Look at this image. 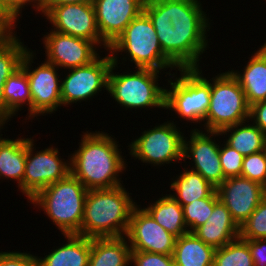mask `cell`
<instances>
[{
  "mask_svg": "<svg viewBox=\"0 0 266 266\" xmlns=\"http://www.w3.org/2000/svg\"><path fill=\"white\" fill-rule=\"evenodd\" d=\"M6 2L7 5L20 17L22 16V8H25L26 5H30V0H6Z\"/></svg>",
  "mask_w": 266,
  "mask_h": 266,
  "instance_id": "cell-41",
  "label": "cell"
},
{
  "mask_svg": "<svg viewBox=\"0 0 266 266\" xmlns=\"http://www.w3.org/2000/svg\"><path fill=\"white\" fill-rule=\"evenodd\" d=\"M37 256L27 252H0V266H37Z\"/></svg>",
  "mask_w": 266,
  "mask_h": 266,
  "instance_id": "cell-36",
  "label": "cell"
},
{
  "mask_svg": "<svg viewBox=\"0 0 266 266\" xmlns=\"http://www.w3.org/2000/svg\"><path fill=\"white\" fill-rule=\"evenodd\" d=\"M112 137L104 131H86L79 148L68 156L70 174L87 190L111 189L123 184L119 176L126 170L127 161Z\"/></svg>",
  "mask_w": 266,
  "mask_h": 266,
  "instance_id": "cell-2",
  "label": "cell"
},
{
  "mask_svg": "<svg viewBox=\"0 0 266 266\" xmlns=\"http://www.w3.org/2000/svg\"><path fill=\"white\" fill-rule=\"evenodd\" d=\"M123 186L88 190L81 236L91 239L126 236L131 213L137 202Z\"/></svg>",
  "mask_w": 266,
  "mask_h": 266,
  "instance_id": "cell-3",
  "label": "cell"
},
{
  "mask_svg": "<svg viewBox=\"0 0 266 266\" xmlns=\"http://www.w3.org/2000/svg\"><path fill=\"white\" fill-rule=\"evenodd\" d=\"M251 55L242 73L230 70L242 87L249 106L266 100V42Z\"/></svg>",
  "mask_w": 266,
  "mask_h": 266,
  "instance_id": "cell-20",
  "label": "cell"
},
{
  "mask_svg": "<svg viewBox=\"0 0 266 266\" xmlns=\"http://www.w3.org/2000/svg\"><path fill=\"white\" fill-rule=\"evenodd\" d=\"M215 249L193 232L176 239L173 258L175 266H213Z\"/></svg>",
  "mask_w": 266,
  "mask_h": 266,
  "instance_id": "cell-24",
  "label": "cell"
},
{
  "mask_svg": "<svg viewBox=\"0 0 266 266\" xmlns=\"http://www.w3.org/2000/svg\"><path fill=\"white\" fill-rule=\"evenodd\" d=\"M200 0H146L148 15L163 54L178 68L200 67V57L208 48L210 19ZM209 29V30H208Z\"/></svg>",
  "mask_w": 266,
  "mask_h": 266,
  "instance_id": "cell-1",
  "label": "cell"
},
{
  "mask_svg": "<svg viewBox=\"0 0 266 266\" xmlns=\"http://www.w3.org/2000/svg\"><path fill=\"white\" fill-rule=\"evenodd\" d=\"M193 233L205 244L218 249L239 237V226L232 219L227 207L219 200L208 220Z\"/></svg>",
  "mask_w": 266,
  "mask_h": 266,
  "instance_id": "cell-19",
  "label": "cell"
},
{
  "mask_svg": "<svg viewBox=\"0 0 266 266\" xmlns=\"http://www.w3.org/2000/svg\"><path fill=\"white\" fill-rule=\"evenodd\" d=\"M88 190L74 176L69 174L40 190L28 202L38 206L47 214L62 235H81L83 210Z\"/></svg>",
  "mask_w": 266,
  "mask_h": 266,
  "instance_id": "cell-4",
  "label": "cell"
},
{
  "mask_svg": "<svg viewBox=\"0 0 266 266\" xmlns=\"http://www.w3.org/2000/svg\"><path fill=\"white\" fill-rule=\"evenodd\" d=\"M213 266H254L247 241L238 237L215 249Z\"/></svg>",
  "mask_w": 266,
  "mask_h": 266,
  "instance_id": "cell-30",
  "label": "cell"
},
{
  "mask_svg": "<svg viewBox=\"0 0 266 266\" xmlns=\"http://www.w3.org/2000/svg\"><path fill=\"white\" fill-rule=\"evenodd\" d=\"M166 231L177 238L188 233L183 207L170 195L158 198L144 208Z\"/></svg>",
  "mask_w": 266,
  "mask_h": 266,
  "instance_id": "cell-27",
  "label": "cell"
},
{
  "mask_svg": "<svg viewBox=\"0 0 266 266\" xmlns=\"http://www.w3.org/2000/svg\"><path fill=\"white\" fill-rule=\"evenodd\" d=\"M41 15L52 24L50 30L93 41L105 48L109 45L101 38L96 24L93 4L67 3L55 6H42Z\"/></svg>",
  "mask_w": 266,
  "mask_h": 266,
  "instance_id": "cell-13",
  "label": "cell"
},
{
  "mask_svg": "<svg viewBox=\"0 0 266 266\" xmlns=\"http://www.w3.org/2000/svg\"><path fill=\"white\" fill-rule=\"evenodd\" d=\"M15 32L0 41V78L6 80L21 67L22 58L29 49Z\"/></svg>",
  "mask_w": 266,
  "mask_h": 266,
  "instance_id": "cell-29",
  "label": "cell"
},
{
  "mask_svg": "<svg viewBox=\"0 0 266 266\" xmlns=\"http://www.w3.org/2000/svg\"><path fill=\"white\" fill-rule=\"evenodd\" d=\"M5 80L0 78V124H7L13 115L6 109V105L3 98V85Z\"/></svg>",
  "mask_w": 266,
  "mask_h": 266,
  "instance_id": "cell-40",
  "label": "cell"
},
{
  "mask_svg": "<svg viewBox=\"0 0 266 266\" xmlns=\"http://www.w3.org/2000/svg\"><path fill=\"white\" fill-rule=\"evenodd\" d=\"M223 143L220 145L219 156L224 177L241 176L244 156L229 146L225 141Z\"/></svg>",
  "mask_w": 266,
  "mask_h": 266,
  "instance_id": "cell-34",
  "label": "cell"
},
{
  "mask_svg": "<svg viewBox=\"0 0 266 266\" xmlns=\"http://www.w3.org/2000/svg\"><path fill=\"white\" fill-rule=\"evenodd\" d=\"M34 139L26 138V162L23 195L32 199L40 190L66 178L70 174V161L62 159L58 148L50 145L35 151ZM36 152V153H35Z\"/></svg>",
  "mask_w": 266,
  "mask_h": 266,
  "instance_id": "cell-10",
  "label": "cell"
},
{
  "mask_svg": "<svg viewBox=\"0 0 266 266\" xmlns=\"http://www.w3.org/2000/svg\"><path fill=\"white\" fill-rule=\"evenodd\" d=\"M5 127V124H0V133H1V129H3L4 127ZM3 134H0V139L2 138L1 136H2Z\"/></svg>",
  "mask_w": 266,
  "mask_h": 266,
  "instance_id": "cell-45",
  "label": "cell"
},
{
  "mask_svg": "<svg viewBox=\"0 0 266 266\" xmlns=\"http://www.w3.org/2000/svg\"><path fill=\"white\" fill-rule=\"evenodd\" d=\"M113 63H118L119 52L126 53L135 68H150L158 71L178 69L164 54L155 28L148 15L142 11L109 46ZM118 53V54H117ZM118 55V57H117ZM167 68V69H166Z\"/></svg>",
  "mask_w": 266,
  "mask_h": 266,
  "instance_id": "cell-5",
  "label": "cell"
},
{
  "mask_svg": "<svg viewBox=\"0 0 266 266\" xmlns=\"http://www.w3.org/2000/svg\"><path fill=\"white\" fill-rule=\"evenodd\" d=\"M218 201L215 190L208 198L197 199L183 206L184 221L189 232H193L208 220Z\"/></svg>",
  "mask_w": 266,
  "mask_h": 266,
  "instance_id": "cell-31",
  "label": "cell"
},
{
  "mask_svg": "<svg viewBox=\"0 0 266 266\" xmlns=\"http://www.w3.org/2000/svg\"><path fill=\"white\" fill-rule=\"evenodd\" d=\"M36 53L28 49L22 58L21 67L26 71L31 94V120L38 116L52 114L62 106L61 78L59 68L47 62L33 69ZM32 66V67H31Z\"/></svg>",
  "mask_w": 266,
  "mask_h": 266,
  "instance_id": "cell-11",
  "label": "cell"
},
{
  "mask_svg": "<svg viewBox=\"0 0 266 266\" xmlns=\"http://www.w3.org/2000/svg\"><path fill=\"white\" fill-rule=\"evenodd\" d=\"M178 71L179 77L174 72L171 74L170 69L169 73L165 72L166 77L167 74L172 76L166 79L170 88H165V110L174 111L178 118L187 122L199 124L205 120L210 105V79L203 76L201 66Z\"/></svg>",
  "mask_w": 266,
  "mask_h": 266,
  "instance_id": "cell-6",
  "label": "cell"
},
{
  "mask_svg": "<svg viewBox=\"0 0 266 266\" xmlns=\"http://www.w3.org/2000/svg\"><path fill=\"white\" fill-rule=\"evenodd\" d=\"M239 237L251 240L266 238V197L249 218L240 225Z\"/></svg>",
  "mask_w": 266,
  "mask_h": 266,
  "instance_id": "cell-32",
  "label": "cell"
},
{
  "mask_svg": "<svg viewBox=\"0 0 266 266\" xmlns=\"http://www.w3.org/2000/svg\"><path fill=\"white\" fill-rule=\"evenodd\" d=\"M241 176L258 182L265 188L266 181V149L244 156Z\"/></svg>",
  "mask_w": 266,
  "mask_h": 266,
  "instance_id": "cell-33",
  "label": "cell"
},
{
  "mask_svg": "<svg viewBox=\"0 0 266 266\" xmlns=\"http://www.w3.org/2000/svg\"><path fill=\"white\" fill-rule=\"evenodd\" d=\"M19 16L7 5L6 0H0V24L9 32L13 33L17 27Z\"/></svg>",
  "mask_w": 266,
  "mask_h": 266,
  "instance_id": "cell-38",
  "label": "cell"
},
{
  "mask_svg": "<svg viewBox=\"0 0 266 266\" xmlns=\"http://www.w3.org/2000/svg\"><path fill=\"white\" fill-rule=\"evenodd\" d=\"M67 243L54 248L44 258H37V266H88L91 238L78 234L63 235Z\"/></svg>",
  "mask_w": 266,
  "mask_h": 266,
  "instance_id": "cell-21",
  "label": "cell"
},
{
  "mask_svg": "<svg viewBox=\"0 0 266 266\" xmlns=\"http://www.w3.org/2000/svg\"><path fill=\"white\" fill-rule=\"evenodd\" d=\"M146 0H94L101 38L110 46L144 8Z\"/></svg>",
  "mask_w": 266,
  "mask_h": 266,
  "instance_id": "cell-18",
  "label": "cell"
},
{
  "mask_svg": "<svg viewBox=\"0 0 266 266\" xmlns=\"http://www.w3.org/2000/svg\"><path fill=\"white\" fill-rule=\"evenodd\" d=\"M188 168L184 167L182 174L177 175L170 184V191H175L170 195L182 207L194 200L208 198L216 190L201 174Z\"/></svg>",
  "mask_w": 266,
  "mask_h": 266,
  "instance_id": "cell-25",
  "label": "cell"
},
{
  "mask_svg": "<svg viewBox=\"0 0 266 266\" xmlns=\"http://www.w3.org/2000/svg\"><path fill=\"white\" fill-rule=\"evenodd\" d=\"M45 2V0H30V5L34 7L36 12L41 13L42 4Z\"/></svg>",
  "mask_w": 266,
  "mask_h": 266,
  "instance_id": "cell-43",
  "label": "cell"
},
{
  "mask_svg": "<svg viewBox=\"0 0 266 266\" xmlns=\"http://www.w3.org/2000/svg\"><path fill=\"white\" fill-rule=\"evenodd\" d=\"M199 129H192L190 138H183V161L185 163L187 158L188 160L192 159L191 162L194 163H191V170L201 174L217 188L226 179L220 162V144L215 140V137L221 136V134ZM187 138H189L188 141Z\"/></svg>",
  "mask_w": 266,
  "mask_h": 266,
  "instance_id": "cell-14",
  "label": "cell"
},
{
  "mask_svg": "<svg viewBox=\"0 0 266 266\" xmlns=\"http://www.w3.org/2000/svg\"><path fill=\"white\" fill-rule=\"evenodd\" d=\"M132 251L173 255L177 237L166 231L140 205L131 213L126 234Z\"/></svg>",
  "mask_w": 266,
  "mask_h": 266,
  "instance_id": "cell-16",
  "label": "cell"
},
{
  "mask_svg": "<svg viewBox=\"0 0 266 266\" xmlns=\"http://www.w3.org/2000/svg\"><path fill=\"white\" fill-rule=\"evenodd\" d=\"M131 252L126 236L92 238L88 266H129Z\"/></svg>",
  "mask_w": 266,
  "mask_h": 266,
  "instance_id": "cell-22",
  "label": "cell"
},
{
  "mask_svg": "<svg viewBox=\"0 0 266 266\" xmlns=\"http://www.w3.org/2000/svg\"><path fill=\"white\" fill-rule=\"evenodd\" d=\"M3 98L6 109L15 117L18 111L27 105L28 118L31 119V94L26 71L20 67L9 76L3 85Z\"/></svg>",
  "mask_w": 266,
  "mask_h": 266,
  "instance_id": "cell-28",
  "label": "cell"
},
{
  "mask_svg": "<svg viewBox=\"0 0 266 266\" xmlns=\"http://www.w3.org/2000/svg\"><path fill=\"white\" fill-rule=\"evenodd\" d=\"M47 34V35H46ZM43 36L45 60L59 69H71L90 64L98 56L93 41L50 30Z\"/></svg>",
  "mask_w": 266,
  "mask_h": 266,
  "instance_id": "cell-15",
  "label": "cell"
},
{
  "mask_svg": "<svg viewBox=\"0 0 266 266\" xmlns=\"http://www.w3.org/2000/svg\"><path fill=\"white\" fill-rule=\"evenodd\" d=\"M211 79L210 105L202 124L204 130L220 132L226 127L249 120L250 106L242 87L231 72L219 73Z\"/></svg>",
  "mask_w": 266,
  "mask_h": 266,
  "instance_id": "cell-8",
  "label": "cell"
},
{
  "mask_svg": "<svg viewBox=\"0 0 266 266\" xmlns=\"http://www.w3.org/2000/svg\"><path fill=\"white\" fill-rule=\"evenodd\" d=\"M175 123L169 120L141 132L128 145L131 157L157 167L183 160L184 134Z\"/></svg>",
  "mask_w": 266,
  "mask_h": 266,
  "instance_id": "cell-9",
  "label": "cell"
},
{
  "mask_svg": "<svg viewBox=\"0 0 266 266\" xmlns=\"http://www.w3.org/2000/svg\"><path fill=\"white\" fill-rule=\"evenodd\" d=\"M107 54L105 57L99 55L88 65L68 69L67 76L61 80L63 106L90 100L103 88L107 91L108 74L113 63L108 50Z\"/></svg>",
  "mask_w": 266,
  "mask_h": 266,
  "instance_id": "cell-12",
  "label": "cell"
},
{
  "mask_svg": "<svg viewBox=\"0 0 266 266\" xmlns=\"http://www.w3.org/2000/svg\"><path fill=\"white\" fill-rule=\"evenodd\" d=\"M116 67L118 64L112 63L108 74L107 91L120 107L131 111L149 107L165 109L166 87L159 86L160 71L150 68H135L134 72L127 71L120 74L113 71Z\"/></svg>",
  "mask_w": 266,
  "mask_h": 266,
  "instance_id": "cell-7",
  "label": "cell"
},
{
  "mask_svg": "<svg viewBox=\"0 0 266 266\" xmlns=\"http://www.w3.org/2000/svg\"><path fill=\"white\" fill-rule=\"evenodd\" d=\"M247 241L254 266H266V238Z\"/></svg>",
  "mask_w": 266,
  "mask_h": 266,
  "instance_id": "cell-37",
  "label": "cell"
},
{
  "mask_svg": "<svg viewBox=\"0 0 266 266\" xmlns=\"http://www.w3.org/2000/svg\"><path fill=\"white\" fill-rule=\"evenodd\" d=\"M26 162V138L0 139V179L16 181L23 194V178Z\"/></svg>",
  "mask_w": 266,
  "mask_h": 266,
  "instance_id": "cell-23",
  "label": "cell"
},
{
  "mask_svg": "<svg viewBox=\"0 0 266 266\" xmlns=\"http://www.w3.org/2000/svg\"><path fill=\"white\" fill-rule=\"evenodd\" d=\"M249 121L253 122L266 134V100L250 106Z\"/></svg>",
  "mask_w": 266,
  "mask_h": 266,
  "instance_id": "cell-39",
  "label": "cell"
},
{
  "mask_svg": "<svg viewBox=\"0 0 266 266\" xmlns=\"http://www.w3.org/2000/svg\"><path fill=\"white\" fill-rule=\"evenodd\" d=\"M134 266H175L173 255L144 251L131 252V265Z\"/></svg>",
  "mask_w": 266,
  "mask_h": 266,
  "instance_id": "cell-35",
  "label": "cell"
},
{
  "mask_svg": "<svg viewBox=\"0 0 266 266\" xmlns=\"http://www.w3.org/2000/svg\"><path fill=\"white\" fill-rule=\"evenodd\" d=\"M216 191L239 227L266 197L263 185L242 176L226 178Z\"/></svg>",
  "mask_w": 266,
  "mask_h": 266,
  "instance_id": "cell-17",
  "label": "cell"
},
{
  "mask_svg": "<svg viewBox=\"0 0 266 266\" xmlns=\"http://www.w3.org/2000/svg\"><path fill=\"white\" fill-rule=\"evenodd\" d=\"M9 32L0 24V41H2Z\"/></svg>",
  "mask_w": 266,
  "mask_h": 266,
  "instance_id": "cell-44",
  "label": "cell"
},
{
  "mask_svg": "<svg viewBox=\"0 0 266 266\" xmlns=\"http://www.w3.org/2000/svg\"><path fill=\"white\" fill-rule=\"evenodd\" d=\"M249 122L247 120L220 131L221 136L227 135L224 141L243 156L266 149V134L255 124Z\"/></svg>",
  "mask_w": 266,
  "mask_h": 266,
  "instance_id": "cell-26",
  "label": "cell"
},
{
  "mask_svg": "<svg viewBox=\"0 0 266 266\" xmlns=\"http://www.w3.org/2000/svg\"><path fill=\"white\" fill-rule=\"evenodd\" d=\"M94 0H45L42 6H55L67 3H86L93 4Z\"/></svg>",
  "mask_w": 266,
  "mask_h": 266,
  "instance_id": "cell-42",
  "label": "cell"
}]
</instances>
